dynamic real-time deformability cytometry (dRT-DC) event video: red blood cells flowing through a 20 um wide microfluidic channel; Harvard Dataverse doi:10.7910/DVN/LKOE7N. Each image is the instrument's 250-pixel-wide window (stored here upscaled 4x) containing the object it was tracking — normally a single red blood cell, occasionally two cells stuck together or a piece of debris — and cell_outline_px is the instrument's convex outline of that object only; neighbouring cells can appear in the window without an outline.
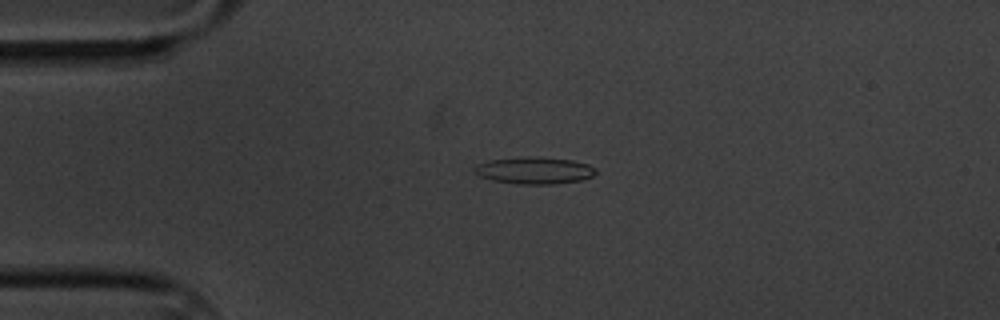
{"species": "common noctule bat (a hibernating species)", "species_latin": "Nyctalus noctula", "temperature_condition": "cold", "stored_images_in_passage": 5, "camera_frame_rate_fps": 3000, "um_per_image_px": 0.085, "animal": {"sex": "male", "body_mass_g": 20.1, "forearm_length_mm": 53.5}, "frame": {"image": 1, "passage_image": 4, "time_ms": 3.667, "image_size_px": [1000, 320], "cell_outline_px": [[596, 172], [592, 176], [580, 180], [556, 184], [520, 184], [492, 180], [480, 176], [472, 172], [472, 168], [476, 164], [488, 160], [528, 156], [540, 156], [572, 160], [588, 164], [596, 168]], "centroid_in_image_um": [45.39, 14.47], "position_along_channel_um": 39.6, "area_um2": 19.31}}